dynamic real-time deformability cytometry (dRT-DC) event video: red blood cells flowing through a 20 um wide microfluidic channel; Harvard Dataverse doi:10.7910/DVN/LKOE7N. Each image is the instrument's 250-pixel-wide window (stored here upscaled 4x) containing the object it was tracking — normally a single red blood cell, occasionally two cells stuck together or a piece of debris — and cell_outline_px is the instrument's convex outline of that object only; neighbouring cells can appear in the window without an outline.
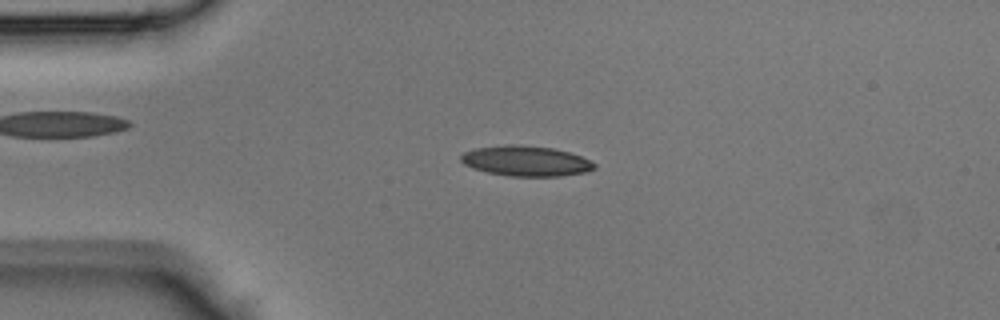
{"species": "Egyptian fruit bat (a non-hibernating species)", "species_latin": "Rousettus aegyptiacus", "temperature_condition": "room temperature", "stored_images_in_passage": 43, "camera_frame_rate_fps": 3000, "um_per_image_px": 0.085, "animal": {"sex": "male"}, "frame": {"image": 1, "passage_image": 9, "time_ms": 2.667, "image_size_px": [1000, 320], "cell_outline_px": [[596, 168], [584, 172], [560, 176], [508, 176], [488, 172], [472, 168], [464, 164], [460, 160], [460, 156], [464, 152], [476, 148], [508, 144], [520, 144], [552, 148], [568, 152], [580, 156], [596, 164]], "centroid_in_image_um": [44.67, 13.68], "position_along_channel_um": 40.3, "area_um2": 23.47}}
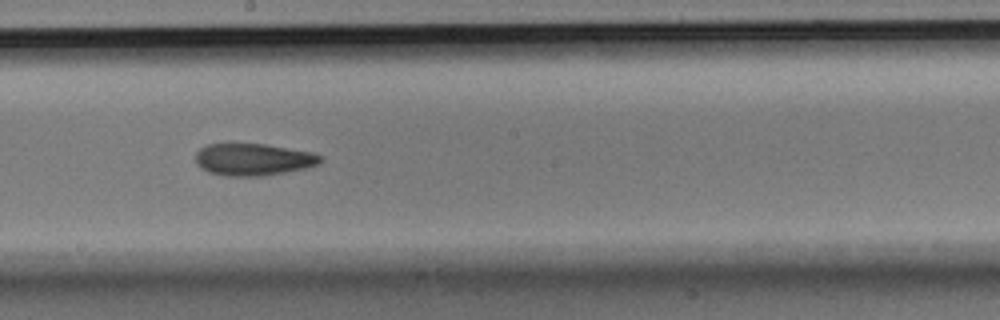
{"frame": {"image": 2, "passage_image": 23, "time_ms": 7.333, "image_size_px": [1000, 320], "cell_outline_px": [[324, 160], [320, 164], [308, 168], [260, 176], [224, 176], [208, 172], [200, 168], [196, 164], [196, 152], [200, 148], [208, 144], [264, 144], [312, 152], [324, 156]], "centroid_in_image_um": [21.55, 13.56], "position_along_channel_um": 226.6, "area_um2": 23.52}}
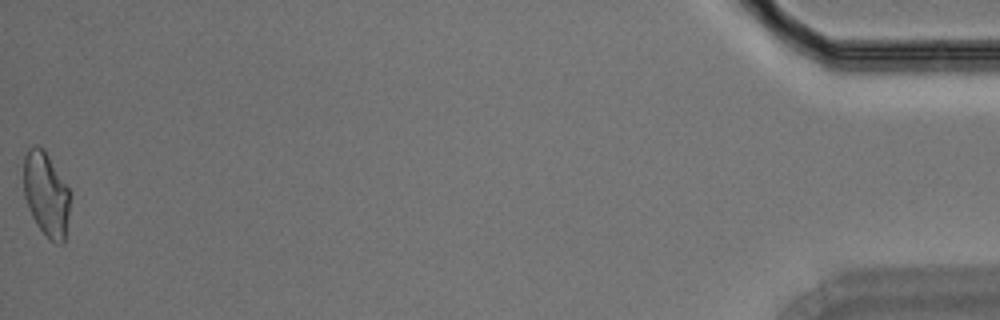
{"frame": {"image": 3, "passage_image": 43, "time_ms": 14.0, "image_size_px": [1000, 320], "cell_outline_px": [[72, 192], [64, 244], [56, 244], [48, 240], [36, 224], [28, 208], [24, 196], [24, 156], [28, 148], [32, 144], [36, 144], [44, 148]], "centroid_in_image_um": [3.94, 16.51], "position_along_channel_um": 431.3, "area_um2": 23.52}}